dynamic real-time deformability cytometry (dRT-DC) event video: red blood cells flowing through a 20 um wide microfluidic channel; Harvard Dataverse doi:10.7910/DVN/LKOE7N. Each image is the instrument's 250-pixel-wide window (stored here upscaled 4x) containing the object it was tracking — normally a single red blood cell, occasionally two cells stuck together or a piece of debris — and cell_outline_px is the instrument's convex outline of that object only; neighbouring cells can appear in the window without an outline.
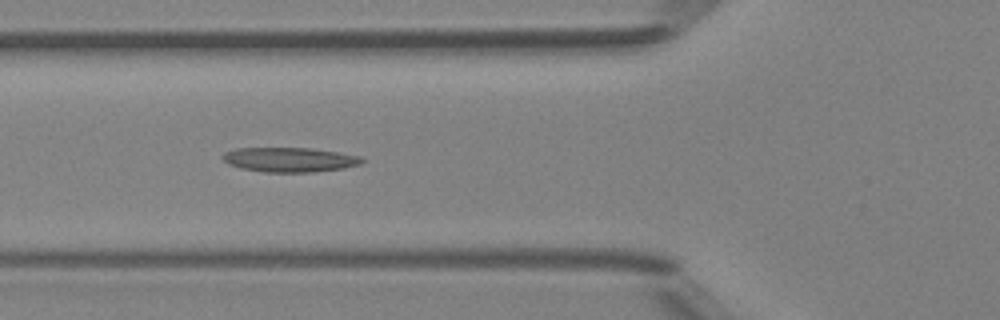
{"species": "Egyptian fruit bat (a non-hibernating species)", "species_latin": "Rousettus aegyptiacus", "temperature_condition": "room temperature", "stored_images_in_passage": 8, "camera_frame_rate_fps": 3000, "um_per_image_px": 0.085, "animal": {"sex": "female"}, "frame": {"image": 1, "passage_image": 6, "time_ms": 5.667, "image_size_px": [1000, 320], "cell_outline_px": [[364, 160], [360, 164], [344, 168], [312, 172], [264, 172], [240, 168], [228, 164], [220, 156], [224, 152], [236, 148], [312, 148], [360, 156]], "centroid_in_image_um": [24.57, 13.57], "position_along_channel_um": 101.2, "area_um2": 19.94}}
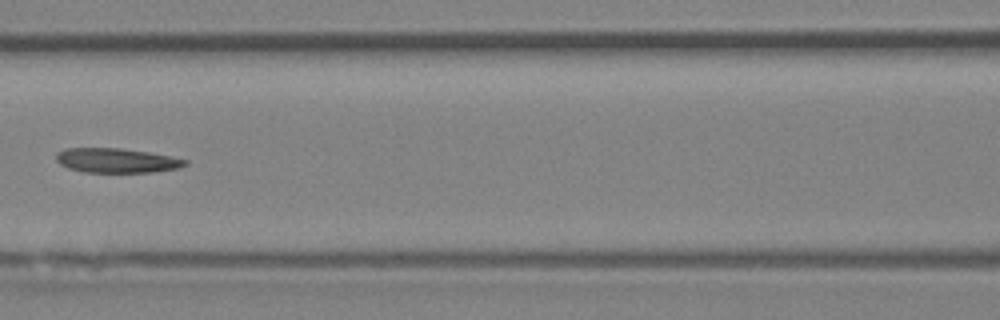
{"frame": {"image": 2, "passage_image": 7, "time_ms": 7.0, "image_size_px": [1000, 320], "cell_outline_px": [[188, 164], [180, 168], [152, 172], [84, 172], [68, 168], [60, 164], [56, 160], [56, 152], [64, 148], [120, 148], [148, 152], [172, 156], [188, 160]], "centroid_in_image_um": [9.92, 13.64], "position_along_channel_um": 156.7, "area_um2": 18.55}}
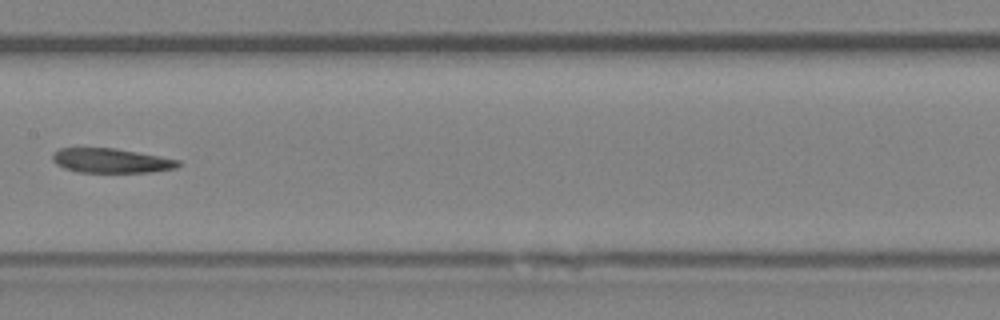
{"frame": {"image": 3, "passage_image": 8, "time_ms": 8.0, "image_size_px": [1000, 320], "cell_outline_px": [[180, 164], [176, 168], [148, 172], [80, 172], [64, 168], [56, 164], [52, 160], [52, 152], [60, 148], [116, 148], [160, 156], [180, 160]], "centroid_in_image_um": [9.42, 13.65], "position_along_channel_um": 198.0, "area_um2": 17.92}}